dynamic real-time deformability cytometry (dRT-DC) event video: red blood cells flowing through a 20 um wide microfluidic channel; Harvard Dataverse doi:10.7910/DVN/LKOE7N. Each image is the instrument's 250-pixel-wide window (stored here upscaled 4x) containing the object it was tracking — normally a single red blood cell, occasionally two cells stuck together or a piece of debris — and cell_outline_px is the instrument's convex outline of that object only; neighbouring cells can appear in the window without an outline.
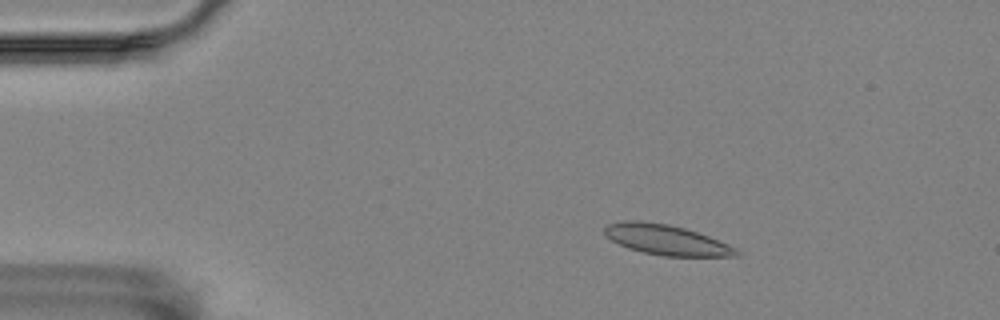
{"species": "Egyptian fruit bat (a non-hibernating species)", "species_latin": "Rousettus aegyptiacus", "temperature_condition": "room temperature", "stored_images_in_passage": 57, "camera_frame_rate_fps": 3000, "um_per_image_px": 0.085, "animal": {"sex": "female"}, "frame": {"image": 1, "passage_image": 9, "time_ms": 2.667, "image_size_px": [1000, 320], "cell_outline_px": [[740, 256], [664, 256], [644, 252], [628, 248], [612, 240], [604, 232], [604, 228], [608, 224], [628, 220], [636, 220], [668, 224], [684, 228], [708, 236], [728, 244], [736, 248], [740, 252]], "centroid_in_image_um": [56.66, 20.39], "position_along_channel_um": 28.3, "area_um2": 22.89}}
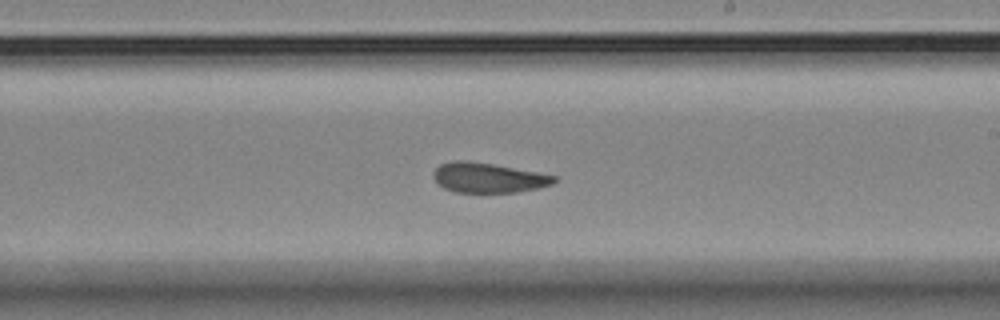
{"frame": {"image": 2, "passage_image": 33, "time_ms": 10.667, "image_size_px": [1000, 320], "cell_outline_px": [[556, 180], [552, 184], [540, 188], [516, 192], [456, 192], [444, 188], [432, 176], [436, 168], [440, 164], [456, 160], [464, 160], [492, 164], [536, 172], [556, 176]], "centroid_in_image_um": [41.5, 15.11], "position_along_channel_um": 247.5, "area_um2": 20.75}}
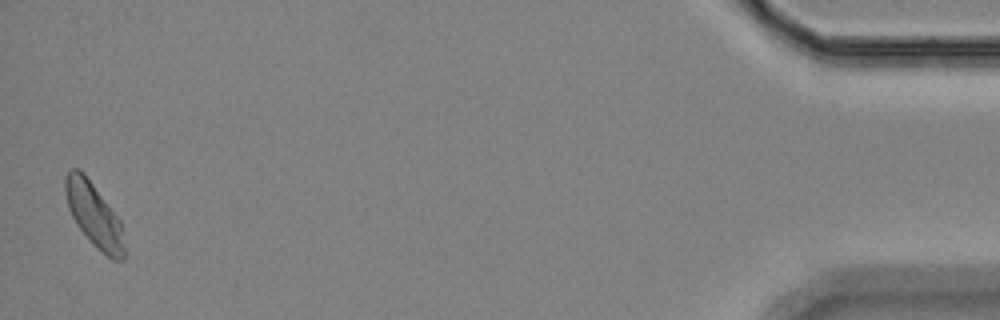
{"frame": {"image": 3, "passage_image": 56, "time_ms": 18.333, "image_size_px": [1000, 320], "cell_outline_px": [[124, 260], [112, 260], [76, 224], [68, 208], [64, 188], [64, 180], [68, 168], [80, 168], [84, 172], [120, 220], [124, 244]], "centroid_in_image_um": [7.96, 18.18], "position_along_channel_um": 427.2, "area_um2": 21.5}, "authors_computed_cell_mechanics": {"area_um2": 21.964, "velocity_mm_per_s": 3.4695, "shape_relaxation_time_tau1_ms": 6.6045, "shape_relaxation_time_tau2_ms": 5.3311, "deformation_change_tau1": 0.1245, "deformation_change_tau2": 0.0521}}